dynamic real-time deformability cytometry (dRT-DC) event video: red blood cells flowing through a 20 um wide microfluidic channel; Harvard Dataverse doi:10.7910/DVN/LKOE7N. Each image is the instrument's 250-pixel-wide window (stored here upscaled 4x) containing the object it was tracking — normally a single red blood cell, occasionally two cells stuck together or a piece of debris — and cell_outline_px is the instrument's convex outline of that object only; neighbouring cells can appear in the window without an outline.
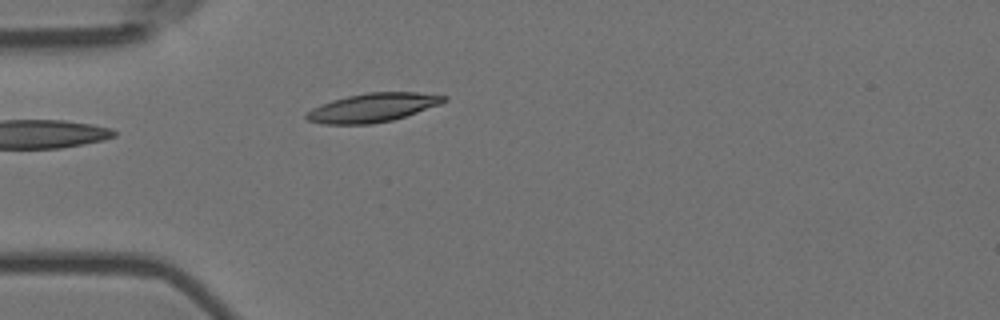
{"species": "Egyptian fruit bat (a non-hibernating species)", "species_latin": "Rousettus aegyptiacus", "temperature_condition": "room temperature", "stored_images_in_passage": 1, "camera_frame_rate_fps": 3000, "um_per_image_px": 0.085, "animal": {"sex": "female"}, "frame": {"image": 1, "passage_image": 1, "time_ms": 0.0, "image_size_px": [1000, 320], "cell_outline_px": [[448, 100], [440, 104], [392, 120], [372, 124], [324, 124], [308, 120], [304, 116], [312, 108], [320, 104], [332, 100], [348, 96], [368, 92], [416, 92], [448, 96]], "centroid_in_image_um": [31.68, 9.14], "position_along_channel_um": 53.3, "area_um2": 22.89}}